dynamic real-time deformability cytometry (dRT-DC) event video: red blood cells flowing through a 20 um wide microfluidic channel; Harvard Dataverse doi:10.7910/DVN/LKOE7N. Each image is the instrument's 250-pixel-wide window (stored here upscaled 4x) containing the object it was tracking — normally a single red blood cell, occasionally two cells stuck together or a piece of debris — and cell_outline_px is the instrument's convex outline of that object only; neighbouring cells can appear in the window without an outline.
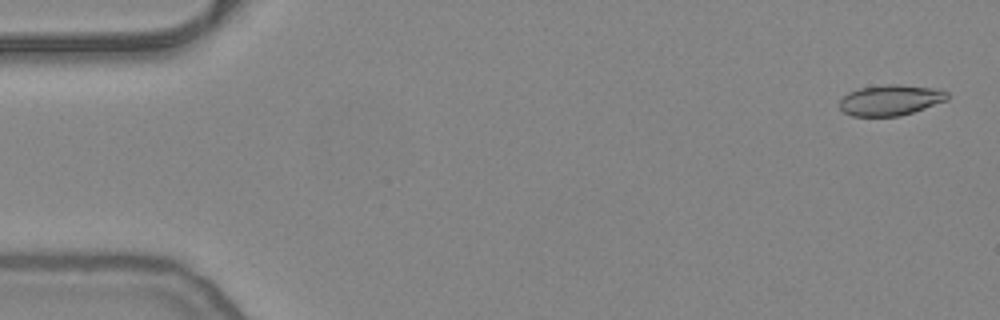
{"species": "common noctule bat (a hibernating species)", "species_latin": "Nyctalus noctula", "temperature_condition": "warm", "stored_images_in_passage": 54, "camera_frame_rate_fps": 3000, "um_per_image_px": 0.085, "animal": {"sex": "female", "body_mass_g": 24.6, "forearm_length_mm": 56.2}, "frame": {"image": 1, "passage_image": 2, "time_ms": 0.333, "image_size_px": [1000, 320], "cell_outline_px": [[948, 100], [900, 116], [852, 116], [844, 112], [840, 108], [840, 100], [848, 92], [860, 88], [884, 84], [896, 84], [940, 88], [948, 92]], "centroid_in_image_um": [75.71, 8.49], "position_along_channel_um": 9.3, "area_um2": 19.36}}
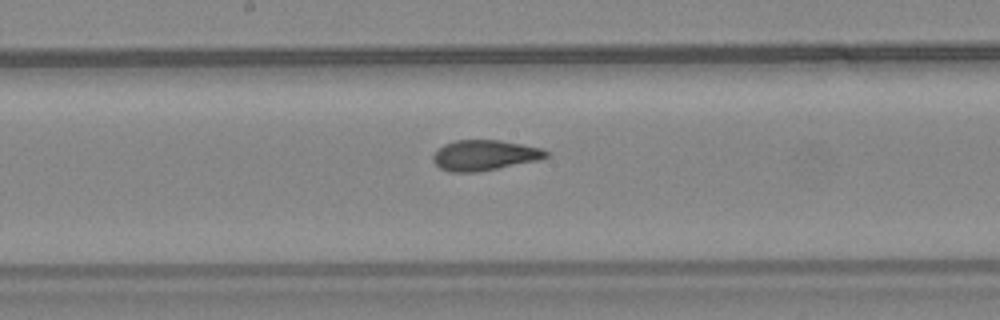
{"frame": {"image": 2, "passage_image": 28, "time_ms": 9.0, "image_size_px": [1000, 320], "cell_outline_px": [[548, 156], [536, 160], [476, 172], [448, 172], [440, 168], [432, 160], [432, 156], [436, 148], [444, 144], [456, 140], [500, 140], [540, 148], [548, 152]], "centroid_in_image_um": [41.09, 13.19], "position_along_channel_um": 207.1, "area_um2": 19.83}}
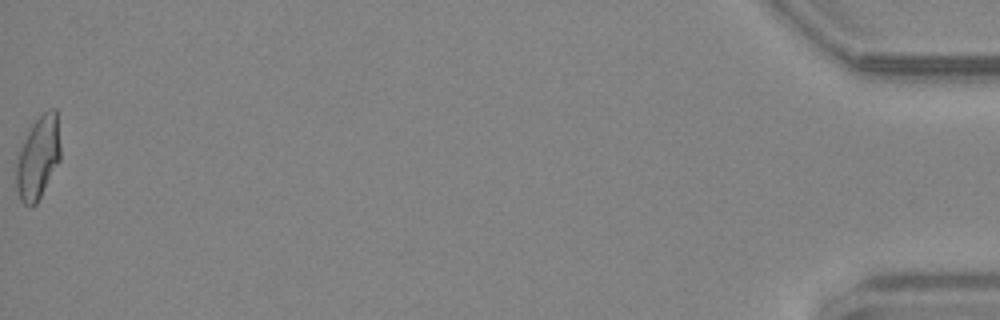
{"frame": {"image": 3, "passage_image": 54, "time_ms": 17.667, "image_size_px": [1000, 320], "cell_outline_px": [[60, 160], [36, 204], [24, 204], [20, 200], [16, 188], [16, 160], [20, 148], [32, 124], [48, 108], [56, 108], [60, 144]], "centroid_in_image_um": [3.23, 13.38], "position_along_channel_um": 432.0, "area_um2": 21.15}, "authors_computed_cell_mechanics": {"area_um2": 20.1144, "velocity_mm_per_s": 3.824, "shape_relaxation_time_tau1_ms": null, "shape_relaxation_time_tau2_ms": 1.5738, "deformation_change_tau1": null, "deformation_change_tau2": 0.0699}}